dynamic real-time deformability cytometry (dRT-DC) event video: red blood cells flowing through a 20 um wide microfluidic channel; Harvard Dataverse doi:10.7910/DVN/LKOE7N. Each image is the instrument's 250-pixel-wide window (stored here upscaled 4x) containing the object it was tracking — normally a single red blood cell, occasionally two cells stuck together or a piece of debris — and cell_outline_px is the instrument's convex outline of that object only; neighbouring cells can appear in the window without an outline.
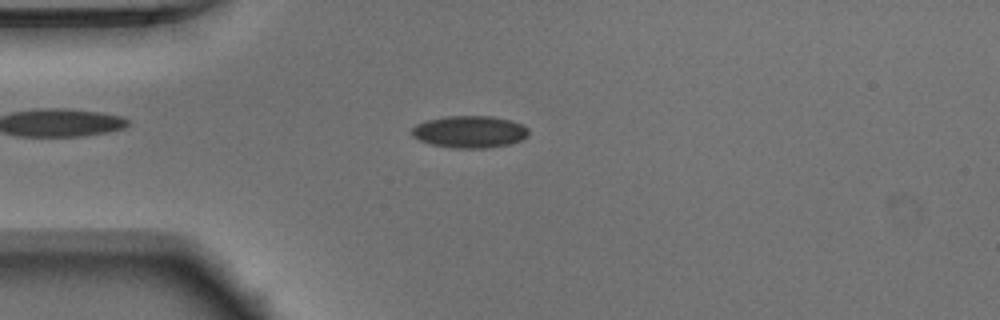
{"species": "Egyptian fruit bat (a non-hibernating species)", "species_latin": "Rousettus aegyptiacus", "temperature_condition": "warm", "stored_images_in_passage": 41, "camera_frame_rate_fps": 3000, "um_per_image_px": 0.085, "animal": {"sex": "male"}, "frame": {"image": 1, "passage_image": 3, "time_ms": 0.667, "image_size_px": [1000, 320], "cell_outline_px": [[528, 136], [524, 140], [512, 144], [488, 148], [456, 148], [432, 144], [420, 140], [412, 136], [412, 128], [416, 124], [424, 120], [444, 116], [492, 116], [524, 124], [528, 128]], "centroid_in_image_um": [39.95, 11.2], "position_along_channel_um": 45.0, "area_um2": 22.08}}
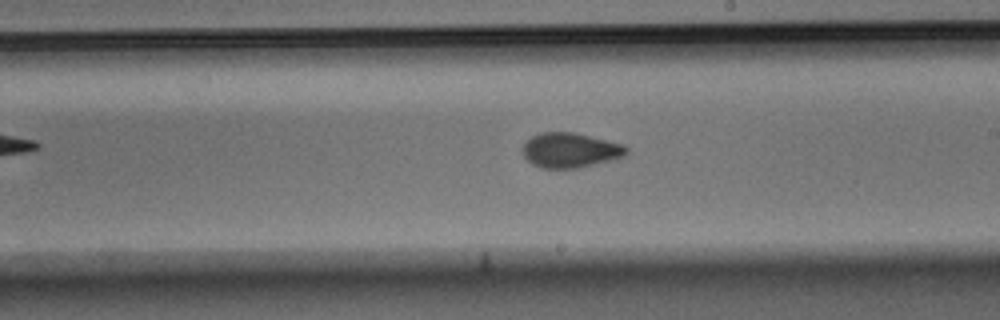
{"frame": {"image": 2, "passage_image": 19, "time_ms": 6.0, "image_size_px": [1000, 320], "cell_outline_px": [[628, 152], [624, 156], [616, 160], [580, 168], [540, 168], [532, 164], [520, 152], [524, 144], [532, 136], [540, 132], [572, 132], [624, 144], [628, 148]], "centroid_in_image_um": [48.49, 12.78], "position_along_channel_um": 240.5, "area_um2": 21.39}}
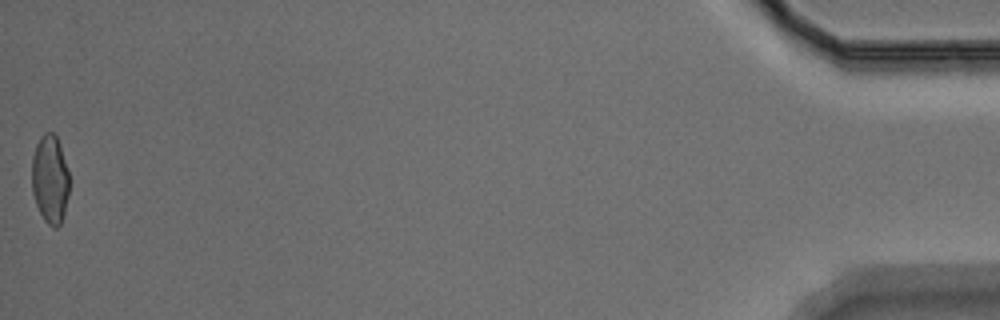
{"frame": {"image": 3, "passage_image": 41, "time_ms": 13.333, "image_size_px": [1000, 320], "cell_outline_px": [[68, 196], [64, 212], [60, 224], [56, 228], [52, 228], [44, 220], [36, 204], [32, 192], [32, 156], [36, 144], [40, 136], [44, 132], [52, 132], [56, 136], [60, 144], [68, 172]], "centroid_in_image_um": [4.24, 15.22], "position_along_channel_um": 431.0, "area_um2": 19.31}, "authors_computed_cell_mechanics": {"area_um2": 20.9236, "velocity_mm_per_s": 3.9527, "shape_relaxation_time_tau1_ms": 5.0927, "shape_relaxation_time_tau2_ms": 0.8998, "deformation_change_tau1": 0.1154, "deformation_change_tau2": 0.0507}}